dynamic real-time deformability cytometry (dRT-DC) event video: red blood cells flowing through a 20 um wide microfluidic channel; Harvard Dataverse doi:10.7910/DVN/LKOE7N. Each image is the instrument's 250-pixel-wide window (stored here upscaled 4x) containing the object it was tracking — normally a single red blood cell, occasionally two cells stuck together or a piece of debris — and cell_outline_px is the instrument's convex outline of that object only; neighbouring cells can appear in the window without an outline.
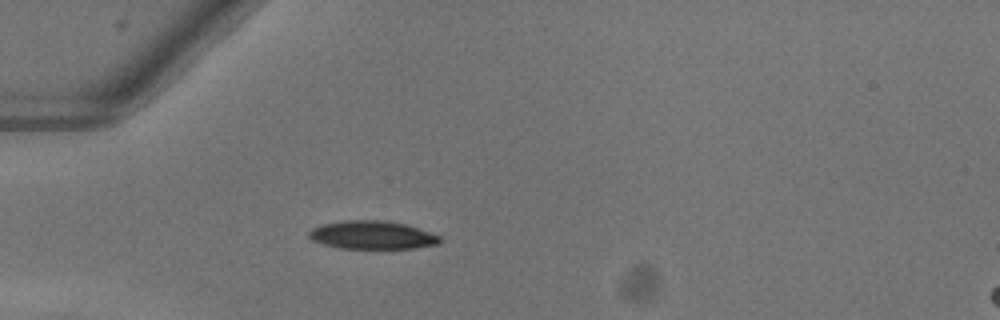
{"species": "common noctule bat (a hibernating species)", "species_latin": "Nyctalus noctula", "temperature_condition": "warm", "stored_images_in_passage": 5, "camera_frame_rate_fps": 3000, "um_per_image_px": 0.085, "animal": {"sex": "female"}, "frame": {"image": 1, "passage_image": 1, "time_ms": 0.0, "image_size_px": [1000, 320], "cell_outline_px": [[440, 244], [412, 248], [340, 248], [324, 244], [312, 240], [308, 236], [308, 232], [312, 228], [320, 224], [344, 220], [384, 220], [404, 224], [440, 236]], "centroid_in_image_um": [31.59, 19.97], "position_along_channel_um": 53.4, "area_um2": 21.39}}
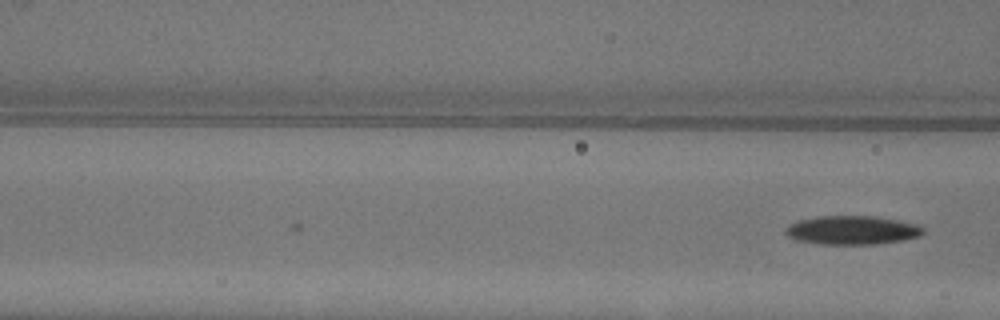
{"frame": {"image": 2, "passage_image": 5, "time_ms": 1.333, "image_size_px": [1000, 320], "cell_outline_px": [[924, 232], [920, 236], [900, 240], [876, 244], [820, 244], [796, 240], [788, 236], [784, 232], [784, 228], [788, 224], [800, 220], [816, 216], [876, 216], [916, 224], [924, 228]], "centroid_in_image_um": [72.38, 19.56], "position_along_channel_um": 94.2, "area_um2": 23.06}}